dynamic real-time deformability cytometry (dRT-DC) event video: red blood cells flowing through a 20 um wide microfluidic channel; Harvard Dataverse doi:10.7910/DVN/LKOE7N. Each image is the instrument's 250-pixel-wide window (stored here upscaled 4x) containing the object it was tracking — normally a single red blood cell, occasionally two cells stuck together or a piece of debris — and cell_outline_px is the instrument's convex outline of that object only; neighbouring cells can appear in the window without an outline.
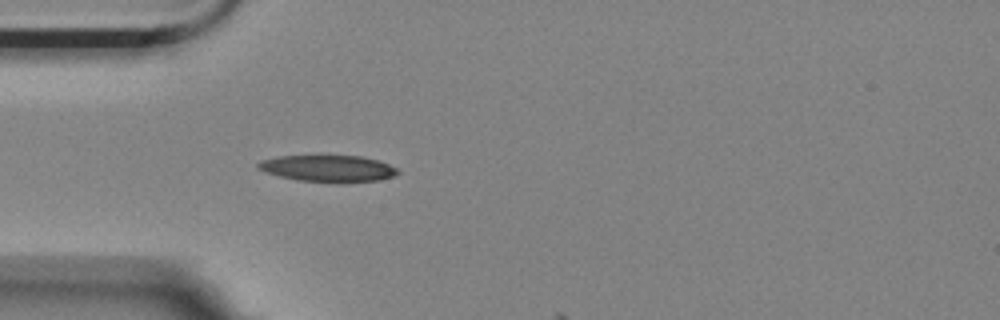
{"species": "Egyptian fruit bat (a non-hibernating species)", "species_latin": "Rousettus aegyptiacus", "temperature_condition": "room temperature", "stored_images_in_passage": 4, "camera_frame_rate_fps": 3000, "um_per_image_px": 0.085, "animal": {"sex": "female"}, "frame": {"image": 1, "passage_image": 4, "time_ms": 1.0, "image_size_px": [1000, 320], "cell_outline_px": [[400, 172], [396, 176], [380, 180], [300, 180], [280, 176], [256, 168], [256, 164], [260, 160], [276, 156], [360, 156], [376, 160], [388, 164], [396, 168]], "centroid_in_image_um": [27.86, 14.28], "position_along_channel_um": 57.1, "area_um2": 20.75}}